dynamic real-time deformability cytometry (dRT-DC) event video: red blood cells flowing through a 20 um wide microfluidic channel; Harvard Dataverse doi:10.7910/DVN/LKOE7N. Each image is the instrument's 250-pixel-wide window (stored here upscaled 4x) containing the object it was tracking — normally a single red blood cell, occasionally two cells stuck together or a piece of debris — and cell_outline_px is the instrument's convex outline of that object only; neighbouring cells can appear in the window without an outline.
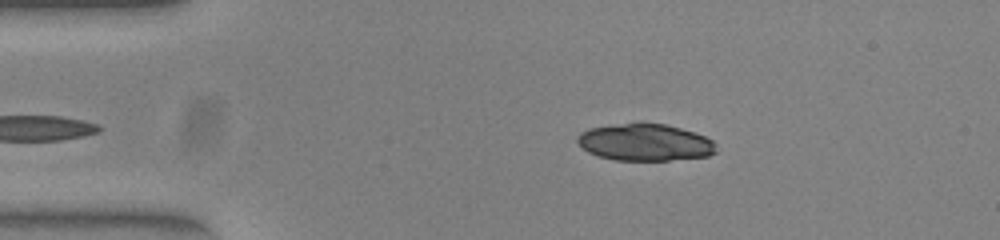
{"species": "common noctule bat (a hibernating species)", "species_latin": "Nyctalus noctula", "temperature_condition": "warm", "stored_images_in_passage": 38, "camera_frame_rate_fps": 3000, "um_per_image_px": 0.085, "animal": {"sex": "female", "body_mass_g": 23.0, "forearm_length_mm": 53.4}, "frame": {"image": 1, "passage_image": 3, "time_ms": 0.667, "image_size_px": [1000, 240], "cell_outline_px": [[716, 152], [708, 156], [668, 160], [616, 160], [600, 156], [588, 152], [576, 140], [576, 136], [580, 132], [588, 128], [640, 120], [664, 124], [680, 128], [704, 136], [712, 140], [716, 144]], "centroid_in_image_um": [54.8, 12.07], "position_along_channel_um": 30.2, "area_um2": 30.29}}